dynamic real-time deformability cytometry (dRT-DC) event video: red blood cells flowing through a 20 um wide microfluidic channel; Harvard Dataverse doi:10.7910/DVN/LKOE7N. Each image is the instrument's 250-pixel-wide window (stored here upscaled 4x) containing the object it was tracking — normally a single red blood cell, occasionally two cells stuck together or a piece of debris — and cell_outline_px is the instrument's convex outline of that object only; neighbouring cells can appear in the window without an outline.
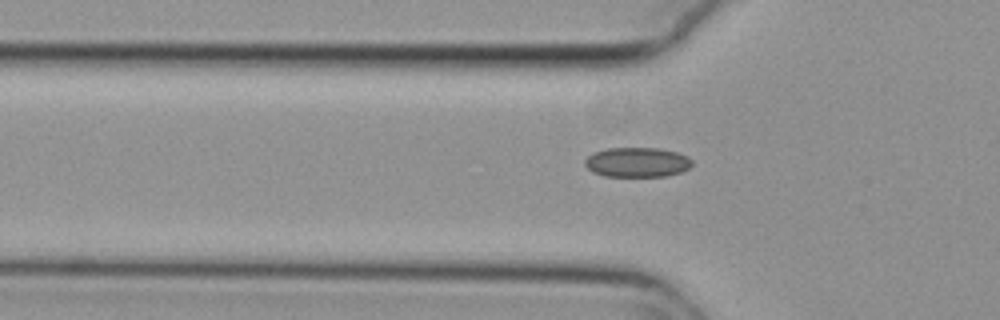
{"species": "common noctule bat (a hibernating species)", "species_latin": "Nyctalus noctula", "temperature_condition": "cold", "stored_images_in_passage": 39, "camera_frame_rate_fps": 3000, "um_per_image_px": 0.085, "animal": {"sex": "female", "body_mass_g": 29.2, "forearm_length_mm": 56.3}, "frame": {"image": 1, "passage_image": 9, "time_ms": 2.667, "image_size_px": [1000, 320], "cell_outline_px": [[692, 164], [688, 168], [680, 172], [664, 176], [604, 176], [592, 172], [584, 164], [584, 160], [592, 152], [608, 148], [660, 148], [676, 152], [688, 156], [692, 160]], "centroid_in_image_um": [54.13, 13.78], "position_along_channel_um": 71.7, "area_um2": 18.61}}
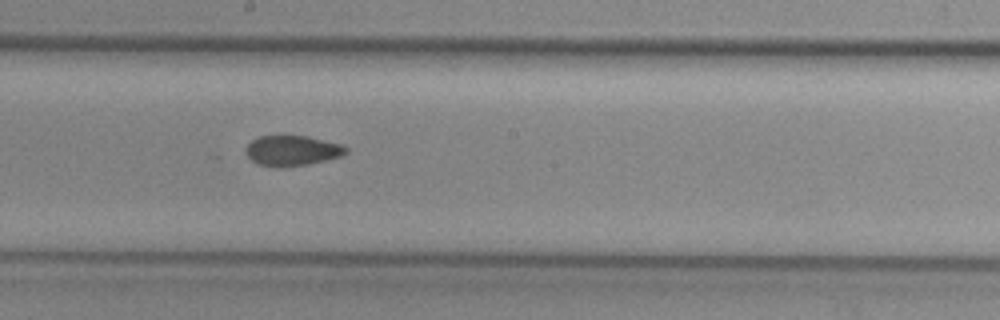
{"frame": {"image": 2, "passage_image": 21, "time_ms": 6.667, "image_size_px": [1000, 320], "cell_outline_px": [[348, 152], [340, 156], [308, 164], [284, 168], [276, 168], [256, 164], [248, 156], [244, 148], [252, 140], [260, 136], [280, 132], [308, 136], [344, 144], [348, 148]], "centroid_in_image_um": [24.81, 12.76], "position_along_channel_um": 223.4, "area_um2": 18.61}}
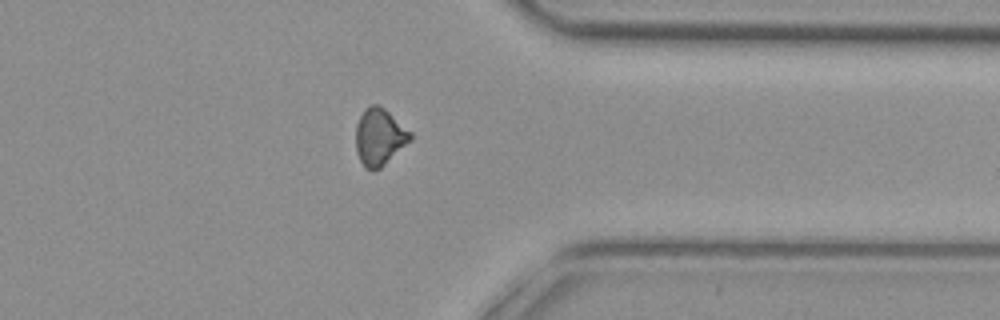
{"frame": {"image": 3, "passage_image": 34, "time_ms": 11.0, "image_size_px": [1000, 320], "cell_outline_px": [[412, 140], [380, 168], [372, 172], [364, 168], [356, 152], [356, 124], [364, 108], [372, 104], [376, 104], [384, 108], [412, 132]], "centroid_in_image_um": [32.25, 11.65], "position_along_channel_um": 379.2, "area_um2": 18.26}}